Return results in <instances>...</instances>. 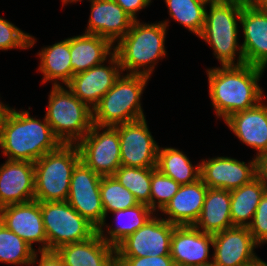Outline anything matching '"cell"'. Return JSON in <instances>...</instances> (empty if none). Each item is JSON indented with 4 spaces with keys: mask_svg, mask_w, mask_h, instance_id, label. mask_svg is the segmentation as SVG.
I'll return each mask as SVG.
<instances>
[{
    "mask_svg": "<svg viewBox=\"0 0 267 266\" xmlns=\"http://www.w3.org/2000/svg\"><path fill=\"white\" fill-rule=\"evenodd\" d=\"M248 229L259 246L267 244V190L257 206Z\"/></svg>",
    "mask_w": 267,
    "mask_h": 266,
    "instance_id": "obj_36",
    "label": "cell"
},
{
    "mask_svg": "<svg viewBox=\"0 0 267 266\" xmlns=\"http://www.w3.org/2000/svg\"><path fill=\"white\" fill-rule=\"evenodd\" d=\"M267 185L256 176L249 183L230 191L231 221L233 226L248 227Z\"/></svg>",
    "mask_w": 267,
    "mask_h": 266,
    "instance_id": "obj_28",
    "label": "cell"
},
{
    "mask_svg": "<svg viewBox=\"0 0 267 266\" xmlns=\"http://www.w3.org/2000/svg\"><path fill=\"white\" fill-rule=\"evenodd\" d=\"M264 70L246 63L207 69L209 96L216 116L225 121L266 98L258 84Z\"/></svg>",
    "mask_w": 267,
    "mask_h": 266,
    "instance_id": "obj_1",
    "label": "cell"
},
{
    "mask_svg": "<svg viewBox=\"0 0 267 266\" xmlns=\"http://www.w3.org/2000/svg\"><path fill=\"white\" fill-rule=\"evenodd\" d=\"M169 16L197 35L201 34L205 23L206 5L200 0H165Z\"/></svg>",
    "mask_w": 267,
    "mask_h": 266,
    "instance_id": "obj_30",
    "label": "cell"
},
{
    "mask_svg": "<svg viewBox=\"0 0 267 266\" xmlns=\"http://www.w3.org/2000/svg\"><path fill=\"white\" fill-rule=\"evenodd\" d=\"M37 55L40 57L39 72L43 74L42 83L53 82V86H66L72 78L70 57V38L51 46L43 47Z\"/></svg>",
    "mask_w": 267,
    "mask_h": 266,
    "instance_id": "obj_26",
    "label": "cell"
},
{
    "mask_svg": "<svg viewBox=\"0 0 267 266\" xmlns=\"http://www.w3.org/2000/svg\"><path fill=\"white\" fill-rule=\"evenodd\" d=\"M10 107L2 102H0V122L5 118Z\"/></svg>",
    "mask_w": 267,
    "mask_h": 266,
    "instance_id": "obj_42",
    "label": "cell"
},
{
    "mask_svg": "<svg viewBox=\"0 0 267 266\" xmlns=\"http://www.w3.org/2000/svg\"><path fill=\"white\" fill-rule=\"evenodd\" d=\"M34 180L33 162L6 160L0 165V208L33 201Z\"/></svg>",
    "mask_w": 267,
    "mask_h": 266,
    "instance_id": "obj_18",
    "label": "cell"
},
{
    "mask_svg": "<svg viewBox=\"0 0 267 266\" xmlns=\"http://www.w3.org/2000/svg\"><path fill=\"white\" fill-rule=\"evenodd\" d=\"M114 127L119 134L121 165L156 168L159 145L149 130L146 118Z\"/></svg>",
    "mask_w": 267,
    "mask_h": 266,
    "instance_id": "obj_12",
    "label": "cell"
},
{
    "mask_svg": "<svg viewBox=\"0 0 267 266\" xmlns=\"http://www.w3.org/2000/svg\"><path fill=\"white\" fill-rule=\"evenodd\" d=\"M113 176L135 196L138 203L150 207L152 168L121 165Z\"/></svg>",
    "mask_w": 267,
    "mask_h": 266,
    "instance_id": "obj_32",
    "label": "cell"
},
{
    "mask_svg": "<svg viewBox=\"0 0 267 266\" xmlns=\"http://www.w3.org/2000/svg\"><path fill=\"white\" fill-rule=\"evenodd\" d=\"M36 39L29 33H25L12 22L0 16V50L31 48L36 43Z\"/></svg>",
    "mask_w": 267,
    "mask_h": 266,
    "instance_id": "obj_35",
    "label": "cell"
},
{
    "mask_svg": "<svg viewBox=\"0 0 267 266\" xmlns=\"http://www.w3.org/2000/svg\"><path fill=\"white\" fill-rule=\"evenodd\" d=\"M48 251L91 238L97 229L67 201L40 202Z\"/></svg>",
    "mask_w": 267,
    "mask_h": 266,
    "instance_id": "obj_8",
    "label": "cell"
},
{
    "mask_svg": "<svg viewBox=\"0 0 267 266\" xmlns=\"http://www.w3.org/2000/svg\"><path fill=\"white\" fill-rule=\"evenodd\" d=\"M208 187L200 178L196 182L180 185L177 193L161 211L169 223L176 226L194 225L203 208Z\"/></svg>",
    "mask_w": 267,
    "mask_h": 266,
    "instance_id": "obj_23",
    "label": "cell"
},
{
    "mask_svg": "<svg viewBox=\"0 0 267 266\" xmlns=\"http://www.w3.org/2000/svg\"><path fill=\"white\" fill-rule=\"evenodd\" d=\"M156 169L180 185L200 179V163L193 166L186 154L172 147L159 146Z\"/></svg>",
    "mask_w": 267,
    "mask_h": 266,
    "instance_id": "obj_29",
    "label": "cell"
},
{
    "mask_svg": "<svg viewBox=\"0 0 267 266\" xmlns=\"http://www.w3.org/2000/svg\"><path fill=\"white\" fill-rule=\"evenodd\" d=\"M55 252L65 266H116L115 248L98 232L87 240L62 245Z\"/></svg>",
    "mask_w": 267,
    "mask_h": 266,
    "instance_id": "obj_22",
    "label": "cell"
},
{
    "mask_svg": "<svg viewBox=\"0 0 267 266\" xmlns=\"http://www.w3.org/2000/svg\"><path fill=\"white\" fill-rule=\"evenodd\" d=\"M134 20H137V13L150 5L152 0H114Z\"/></svg>",
    "mask_w": 267,
    "mask_h": 266,
    "instance_id": "obj_39",
    "label": "cell"
},
{
    "mask_svg": "<svg viewBox=\"0 0 267 266\" xmlns=\"http://www.w3.org/2000/svg\"><path fill=\"white\" fill-rule=\"evenodd\" d=\"M240 24L244 35L241 46L245 63L267 68V12L244 3Z\"/></svg>",
    "mask_w": 267,
    "mask_h": 266,
    "instance_id": "obj_20",
    "label": "cell"
},
{
    "mask_svg": "<svg viewBox=\"0 0 267 266\" xmlns=\"http://www.w3.org/2000/svg\"><path fill=\"white\" fill-rule=\"evenodd\" d=\"M60 145L46 118H34L27 110L10 108L0 122V148L7 160L35 163Z\"/></svg>",
    "mask_w": 267,
    "mask_h": 266,
    "instance_id": "obj_2",
    "label": "cell"
},
{
    "mask_svg": "<svg viewBox=\"0 0 267 266\" xmlns=\"http://www.w3.org/2000/svg\"><path fill=\"white\" fill-rule=\"evenodd\" d=\"M179 187L178 182L167 177L158 169L152 168L150 208L154 212L162 211L177 193Z\"/></svg>",
    "mask_w": 267,
    "mask_h": 266,
    "instance_id": "obj_34",
    "label": "cell"
},
{
    "mask_svg": "<svg viewBox=\"0 0 267 266\" xmlns=\"http://www.w3.org/2000/svg\"><path fill=\"white\" fill-rule=\"evenodd\" d=\"M0 222L32 248L35 243L41 244L37 252L48 251L39 201L33 200L0 208Z\"/></svg>",
    "mask_w": 267,
    "mask_h": 266,
    "instance_id": "obj_16",
    "label": "cell"
},
{
    "mask_svg": "<svg viewBox=\"0 0 267 266\" xmlns=\"http://www.w3.org/2000/svg\"><path fill=\"white\" fill-rule=\"evenodd\" d=\"M150 77L123 74L93 109V124L116 126L145 118L141 96Z\"/></svg>",
    "mask_w": 267,
    "mask_h": 266,
    "instance_id": "obj_5",
    "label": "cell"
},
{
    "mask_svg": "<svg viewBox=\"0 0 267 266\" xmlns=\"http://www.w3.org/2000/svg\"><path fill=\"white\" fill-rule=\"evenodd\" d=\"M113 50V51H112ZM114 53V45L99 35L83 33L70 37L72 77L96 65L107 62Z\"/></svg>",
    "mask_w": 267,
    "mask_h": 266,
    "instance_id": "obj_24",
    "label": "cell"
},
{
    "mask_svg": "<svg viewBox=\"0 0 267 266\" xmlns=\"http://www.w3.org/2000/svg\"><path fill=\"white\" fill-rule=\"evenodd\" d=\"M263 102L224 121L243 144L257 151L255 158L267 152V105Z\"/></svg>",
    "mask_w": 267,
    "mask_h": 266,
    "instance_id": "obj_21",
    "label": "cell"
},
{
    "mask_svg": "<svg viewBox=\"0 0 267 266\" xmlns=\"http://www.w3.org/2000/svg\"><path fill=\"white\" fill-rule=\"evenodd\" d=\"M155 215L115 247L116 257L170 255L171 236L176 225Z\"/></svg>",
    "mask_w": 267,
    "mask_h": 266,
    "instance_id": "obj_11",
    "label": "cell"
},
{
    "mask_svg": "<svg viewBox=\"0 0 267 266\" xmlns=\"http://www.w3.org/2000/svg\"><path fill=\"white\" fill-rule=\"evenodd\" d=\"M45 118L61 144H77L93 125V110L65 86H52Z\"/></svg>",
    "mask_w": 267,
    "mask_h": 266,
    "instance_id": "obj_6",
    "label": "cell"
},
{
    "mask_svg": "<svg viewBox=\"0 0 267 266\" xmlns=\"http://www.w3.org/2000/svg\"><path fill=\"white\" fill-rule=\"evenodd\" d=\"M159 22L146 24L134 20L127 34L114 45L122 73L151 78L155 64L167 52L165 38L169 20Z\"/></svg>",
    "mask_w": 267,
    "mask_h": 266,
    "instance_id": "obj_3",
    "label": "cell"
},
{
    "mask_svg": "<svg viewBox=\"0 0 267 266\" xmlns=\"http://www.w3.org/2000/svg\"><path fill=\"white\" fill-rule=\"evenodd\" d=\"M111 213L115 215L118 225L116 224L114 228H110L109 225L106 224V221H104L97 232L106 243L114 248L126 237L141 228L156 214L148 205L142 203L131 208ZM105 227L107 229H105ZM104 229L107 232H105Z\"/></svg>",
    "mask_w": 267,
    "mask_h": 266,
    "instance_id": "obj_27",
    "label": "cell"
},
{
    "mask_svg": "<svg viewBox=\"0 0 267 266\" xmlns=\"http://www.w3.org/2000/svg\"><path fill=\"white\" fill-rule=\"evenodd\" d=\"M257 176L267 185V152L257 158Z\"/></svg>",
    "mask_w": 267,
    "mask_h": 266,
    "instance_id": "obj_40",
    "label": "cell"
},
{
    "mask_svg": "<svg viewBox=\"0 0 267 266\" xmlns=\"http://www.w3.org/2000/svg\"><path fill=\"white\" fill-rule=\"evenodd\" d=\"M80 161L76 144H61L34 163V200L67 201L73 169Z\"/></svg>",
    "mask_w": 267,
    "mask_h": 266,
    "instance_id": "obj_7",
    "label": "cell"
},
{
    "mask_svg": "<svg viewBox=\"0 0 267 266\" xmlns=\"http://www.w3.org/2000/svg\"><path fill=\"white\" fill-rule=\"evenodd\" d=\"M238 1H241V2H244V3H251L252 0H238Z\"/></svg>",
    "mask_w": 267,
    "mask_h": 266,
    "instance_id": "obj_46",
    "label": "cell"
},
{
    "mask_svg": "<svg viewBox=\"0 0 267 266\" xmlns=\"http://www.w3.org/2000/svg\"><path fill=\"white\" fill-rule=\"evenodd\" d=\"M100 195L105 217L109 212L124 210L139 204L135 196L114 176H102Z\"/></svg>",
    "mask_w": 267,
    "mask_h": 266,
    "instance_id": "obj_33",
    "label": "cell"
},
{
    "mask_svg": "<svg viewBox=\"0 0 267 266\" xmlns=\"http://www.w3.org/2000/svg\"><path fill=\"white\" fill-rule=\"evenodd\" d=\"M200 178L208 188L233 190L257 176V158L248 164L230 157H214L200 162Z\"/></svg>",
    "mask_w": 267,
    "mask_h": 266,
    "instance_id": "obj_14",
    "label": "cell"
},
{
    "mask_svg": "<svg viewBox=\"0 0 267 266\" xmlns=\"http://www.w3.org/2000/svg\"><path fill=\"white\" fill-rule=\"evenodd\" d=\"M210 245L213 235L193 225L175 226L170 242V256L175 266H202L212 263Z\"/></svg>",
    "mask_w": 267,
    "mask_h": 266,
    "instance_id": "obj_17",
    "label": "cell"
},
{
    "mask_svg": "<svg viewBox=\"0 0 267 266\" xmlns=\"http://www.w3.org/2000/svg\"><path fill=\"white\" fill-rule=\"evenodd\" d=\"M202 266H214V265H213V263H211V264H208V265H202Z\"/></svg>",
    "mask_w": 267,
    "mask_h": 266,
    "instance_id": "obj_47",
    "label": "cell"
},
{
    "mask_svg": "<svg viewBox=\"0 0 267 266\" xmlns=\"http://www.w3.org/2000/svg\"><path fill=\"white\" fill-rule=\"evenodd\" d=\"M107 61L109 66L101 63L84 72L75 74L66 85V88L92 110L123 74L115 53Z\"/></svg>",
    "mask_w": 267,
    "mask_h": 266,
    "instance_id": "obj_13",
    "label": "cell"
},
{
    "mask_svg": "<svg viewBox=\"0 0 267 266\" xmlns=\"http://www.w3.org/2000/svg\"><path fill=\"white\" fill-rule=\"evenodd\" d=\"M243 4L238 0H222L209 4L210 9H206L205 23L198 37L212 47L214 56L222 66L245 63L242 46L238 43V23Z\"/></svg>",
    "mask_w": 267,
    "mask_h": 266,
    "instance_id": "obj_4",
    "label": "cell"
},
{
    "mask_svg": "<svg viewBox=\"0 0 267 266\" xmlns=\"http://www.w3.org/2000/svg\"><path fill=\"white\" fill-rule=\"evenodd\" d=\"M255 242L248 227L233 226L213 234L214 266H248L259 257Z\"/></svg>",
    "mask_w": 267,
    "mask_h": 266,
    "instance_id": "obj_15",
    "label": "cell"
},
{
    "mask_svg": "<svg viewBox=\"0 0 267 266\" xmlns=\"http://www.w3.org/2000/svg\"><path fill=\"white\" fill-rule=\"evenodd\" d=\"M248 266H267V263L263 261L261 258H258Z\"/></svg>",
    "mask_w": 267,
    "mask_h": 266,
    "instance_id": "obj_43",
    "label": "cell"
},
{
    "mask_svg": "<svg viewBox=\"0 0 267 266\" xmlns=\"http://www.w3.org/2000/svg\"><path fill=\"white\" fill-rule=\"evenodd\" d=\"M116 266H175L170 255L144 257H116Z\"/></svg>",
    "mask_w": 267,
    "mask_h": 266,
    "instance_id": "obj_37",
    "label": "cell"
},
{
    "mask_svg": "<svg viewBox=\"0 0 267 266\" xmlns=\"http://www.w3.org/2000/svg\"><path fill=\"white\" fill-rule=\"evenodd\" d=\"M76 145L80 160L100 176H113L121 166L120 140L115 127L93 124Z\"/></svg>",
    "mask_w": 267,
    "mask_h": 266,
    "instance_id": "obj_9",
    "label": "cell"
},
{
    "mask_svg": "<svg viewBox=\"0 0 267 266\" xmlns=\"http://www.w3.org/2000/svg\"><path fill=\"white\" fill-rule=\"evenodd\" d=\"M101 178L80 160L73 169L67 197V202L97 230L106 221L100 195Z\"/></svg>",
    "mask_w": 267,
    "mask_h": 266,
    "instance_id": "obj_10",
    "label": "cell"
},
{
    "mask_svg": "<svg viewBox=\"0 0 267 266\" xmlns=\"http://www.w3.org/2000/svg\"><path fill=\"white\" fill-rule=\"evenodd\" d=\"M38 253L40 254L39 260L37 259ZM38 253L37 251L34 253L30 266L37 264V262L38 266H65L55 251H40Z\"/></svg>",
    "mask_w": 267,
    "mask_h": 266,
    "instance_id": "obj_38",
    "label": "cell"
},
{
    "mask_svg": "<svg viewBox=\"0 0 267 266\" xmlns=\"http://www.w3.org/2000/svg\"><path fill=\"white\" fill-rule=\"evenodd\" d=\"M230 205L229 190L208 188L200 216L193 226L212 235L233 227Z\"/></svg>",
    "mask_w": 267,
    "mask_h": 266,
    "instance_id": "obj_25",
    "label": "cell"
},
{
    "mask_svg": "<svg viewBox=\"0 0 267 266\" xmlns=\"http://www.w3.org/2000/svg\"><path fill=\"white\" fill-rule=\"evenodd\" d=\"M62 1V3H63V6L65 5V4H68V3H74V2H78V1H83V0H61Z\"/></svg>",
    "mask_w": 267,
    "mask_h": 266,
    "instance_id": "obj_44",
    "label": "cell"
},
{
    "mask_svg": "<svg viewBox=\"0 0 267 266\" xmlns=\"http://www.w3.org/2000/svg\"><path fill=\"white\" fill-rule=\"evenodd\" d=\"M90 15L84 33L99 35L113 45L130 30L134 19L114 0H89Z\"/></svg>",
    "mask_w": 267,
    "mask_h": 266,
    "instance_id": "obj_19",
    "label": "cell"
},
{
    "mask_svg": "<svg viewBox=\"0 0 267 266\" xmlns=\"http://www.w3.org/2000/svg\"><path fill=\"white\" fill-rule=\"evenodd\" d=\"M36 251L0 222V262L30 266Z\"/></svg>",
    "mask_w": 267,
    "mask_h": 266,
    "instance_id": "obj_31",
    "label": "cell"
},
{
    "mask_svg": "<svg viewBox=\"0 0 267 266\" xmlns=\"http://www.w3.org/2000/svg\"><path fill=\"white\" fill-rule=\"evenodd\" d=\"M250 4L260 11L267 12V0H252Z\"/></svg>",
    "mask_w": 267,
    "mask_h": 266,
    "instance_id": "obj_41",
    "label": "cell"
},
{
    "mask_svg": "<svg viewBox=\"0 0 267 266\" xmlns=\"http://www.w3.org/2000/svg\"><path fill=\"white\" fill-rule=\"evenodd\" d=\"M200 1H203V2L206 3V4H211V3L220 2V1H222V0H200Z\"/></svg>",
    "mask_w": 267,
    "mask_h": 266,
    "instance_id": "obj_45",
    "label": "cell"
}]
</instances>
